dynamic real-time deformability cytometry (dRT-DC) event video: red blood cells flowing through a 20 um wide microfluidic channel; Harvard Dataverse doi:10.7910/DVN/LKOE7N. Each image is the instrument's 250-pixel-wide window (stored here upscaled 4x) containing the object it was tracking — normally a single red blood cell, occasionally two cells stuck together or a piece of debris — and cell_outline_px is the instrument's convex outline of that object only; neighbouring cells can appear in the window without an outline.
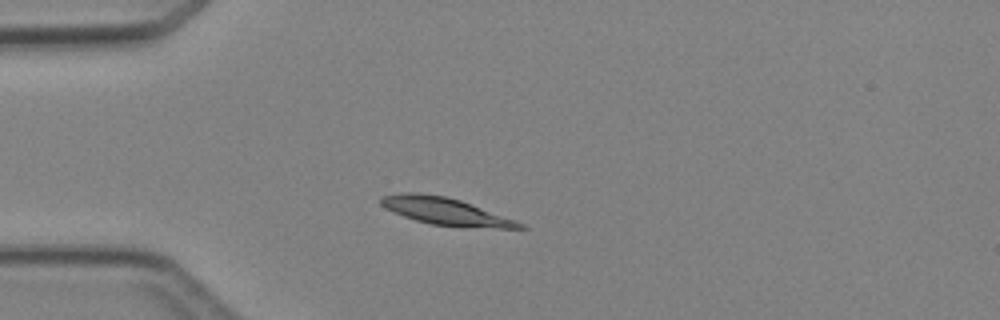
{"species": "Egyptian fruit bat (a non-hibernating species)", "species_latin": "Rousettus aegyptiacus", "temperature_condition": "cold", "stored_images_in_passage": 2, "camera_frame_rate_fps": 3000, "um_per_image_px": 0.085, "animal": {"sex": "female"}, "frame": {"image": 1, "passage_image": 1, "time_ms": 0.0, "image_size_px": [1000, 320], "cell_outline_px": [[528, 228], [464, 228], [432, 224], [416, 220], [404, 216], [380, 204], [380, 196], [400, 192], [420, 192], [444, 196], [460, 200], [516, 220], [524, 224]], "centroid_in_image_um": [37.89, 17.96], "position_along_channel_um": 47.1, "area_um2": 22.02}}